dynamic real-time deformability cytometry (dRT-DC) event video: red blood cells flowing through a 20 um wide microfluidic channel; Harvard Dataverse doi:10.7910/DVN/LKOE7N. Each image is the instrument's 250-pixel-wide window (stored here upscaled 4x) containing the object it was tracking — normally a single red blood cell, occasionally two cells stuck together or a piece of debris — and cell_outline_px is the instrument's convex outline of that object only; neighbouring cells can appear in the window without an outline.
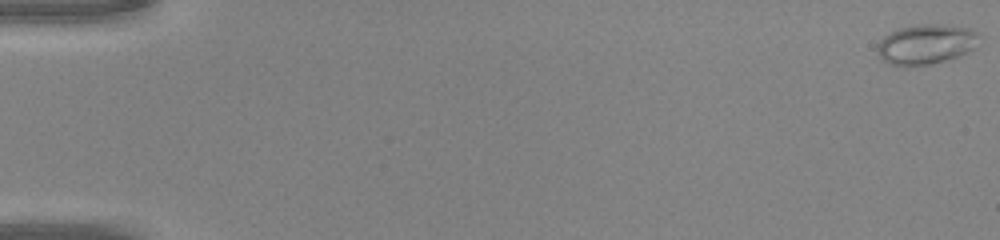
{"species": "common noctule bat (a hibernating species)", "species_latin": "Nyctalus noctula", "temperature_condition": "warm", "stored_images_in_passage": 48, "camera_frame_rate_fps": 3000, "um_per_image_px": 0.085, "animal": {"sex": "male", "body_mass_g": 20.0, "forearm_length_mm": 53.3}, "frame": {"image": 1, "passage_image": 1, "time_ms": 0.0, "image_size_px": [1000, 240], "cell_outline_px": [[980, 36], [976, 48], [968, 52], [944, 60], [928, 64], [904, 68], [900, 68], [888, 64], [880, 56], [876, 48], [876, 44], [884, 36], [900, 28], [916, 24], [940, 24], [972, 28], [980, 32]], "centroid_in_image_um": [78.72, 3.76], "position_along_channel_um": 6.3, "area_um2": 24.16}}
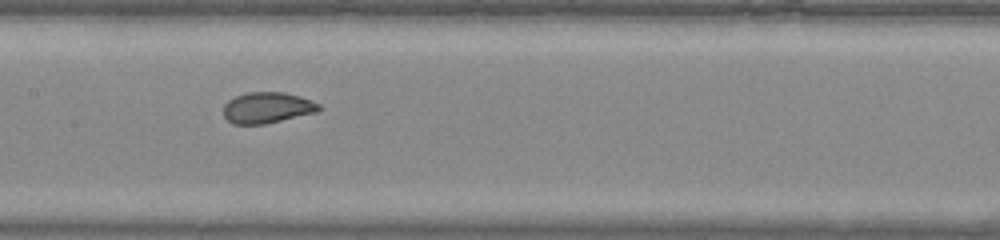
{"frame": {"image": 2, "passage_image": 25, "time_ms": 8.0, "image_size_px": [1000, 240], "cell_outline_px": [[324, 108], [316, 112], [264, 124], [232, 124], [224, 116], [224, 104], [228, 100], [236, 96], [248, 92], [284, 92], [300, 96], [312, 100], [320, 104]], "centroid_in_image_um": [22.73, 9.14], "position_along_channel_um": 184.7, "area_um2": 17.28}}
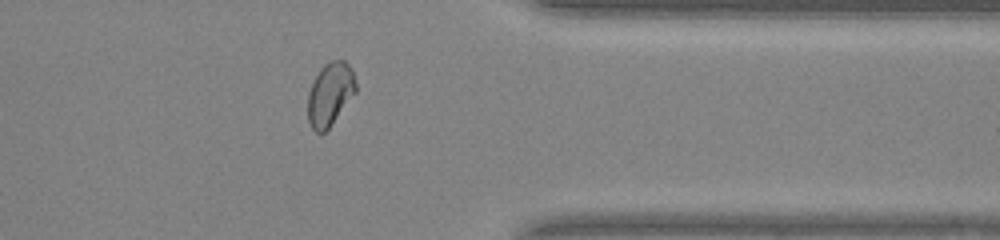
{"frame": {"image": 3, "passage_image": 39, "time_ms": 12.667, "image_size_px": [1000, 240], "cell_outline_px": [[356, 92], [328, 128], [324, 132], [316, 132], [312, 128], [308, 120], [308, 92], [320, 68], [324, 64], [332, 60], [344, 60], [352, 68], [356, 84]], "centroid_in_image_um": [28.06, 7.97], "position_along_channel_um": 383.3, "area_um2": 17.46}}